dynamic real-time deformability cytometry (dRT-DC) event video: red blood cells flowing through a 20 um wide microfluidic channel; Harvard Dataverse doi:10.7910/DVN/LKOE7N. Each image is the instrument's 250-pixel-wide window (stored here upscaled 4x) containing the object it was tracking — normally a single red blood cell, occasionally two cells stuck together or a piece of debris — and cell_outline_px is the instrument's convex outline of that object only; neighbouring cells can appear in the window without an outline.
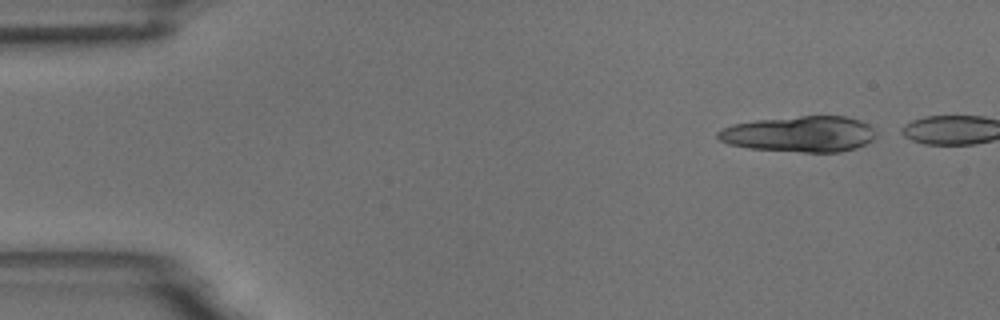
{"species": "common noctule bat (a hibernating species)", "species_latin": "Nyctalus noctula", "temperature_condition": "room temperature", "stored_images_in_passage": 2, "camera_frame_rate_fps": 3000, "um_per_image_px": 0.085, "animal": {"sex": "male", "body_mass_g": 18.8}, "frame": {"image": 1, "passage_image": 1, "time_ms": 0.0, "image_size_px": [1000, 320], "cell_outline_px": [[876, 136], [872, 140], [856, 148], [840, 152], [804, 152], [748, 148], [728, 144], [720, 140], [716, 136], [716, 132], [732, 124], [756, 120], [800, 116], [848, 116], [860, 120], [868, 124], [876, 132]], "centroid_in_image_um": [67.98, 11.39], "position_along_channel_um": 17.0, "area_um2": 33.12}}